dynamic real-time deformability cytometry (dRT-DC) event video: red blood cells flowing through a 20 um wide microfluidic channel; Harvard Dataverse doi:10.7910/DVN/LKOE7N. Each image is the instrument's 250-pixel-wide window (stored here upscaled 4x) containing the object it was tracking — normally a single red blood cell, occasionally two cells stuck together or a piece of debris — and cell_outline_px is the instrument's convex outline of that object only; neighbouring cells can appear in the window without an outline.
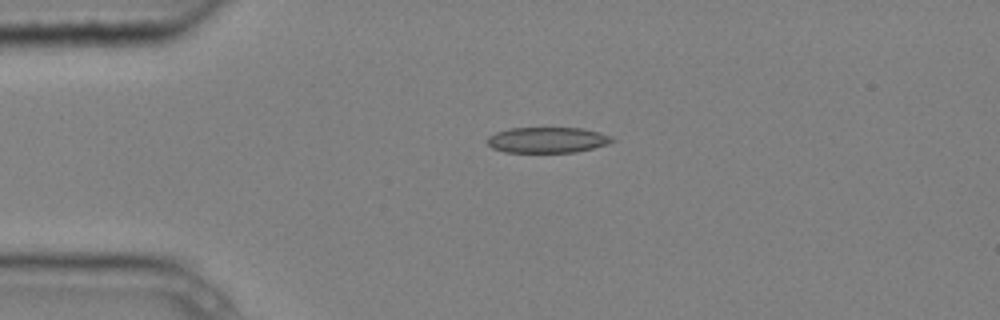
{"species": "common noctule bat (a hibernating species)", "species_latin": "Nyctalus noctula", "temperature_condition": "cold", "stored_images_in_passage": 5, "camera_frame_rate_fps": 3000, "um_per_image_px": 0.085, "animal": {"sex": "male", "body_mass_g": 20.4}, "frame": {"image": 1, "passage_image": 3, "time_ms": 0.667, "image_size_px": [1000, 320], "cell_outline_px": [[616, 140], [608, 144], [576, 152], [504, 152], [492, 148], [484, 140], [488, 136], [496, 132], [508, 128], [584, 128], [600, 132], [612, 136]], "centroid_in_image_um": [46.51, 11.89], "position_along_channel_um": 38.5, "area_um2": 18.9}}
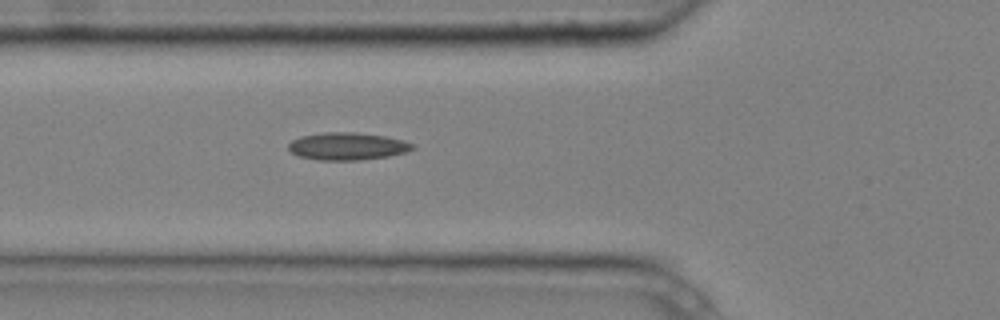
{"frame": {"image": 2, "passage_image": 5, "time_ms": 1.333, "image_size_px": [1000, 320], "cell_outline_px": [[416, 148], [404, 152], [388, 156], [360, 160], [320, 160], [300, 156], [292, 152], [288, 148], [288, 144], [292, 140], [300, 136], [324, 132], [356, 132], [384, 136], [404, 140], [416, 144]], "centroid_in_image_um": [29.55, 12.42], "position_along_channel_um": 96.2, "area_um2": 19.88}}